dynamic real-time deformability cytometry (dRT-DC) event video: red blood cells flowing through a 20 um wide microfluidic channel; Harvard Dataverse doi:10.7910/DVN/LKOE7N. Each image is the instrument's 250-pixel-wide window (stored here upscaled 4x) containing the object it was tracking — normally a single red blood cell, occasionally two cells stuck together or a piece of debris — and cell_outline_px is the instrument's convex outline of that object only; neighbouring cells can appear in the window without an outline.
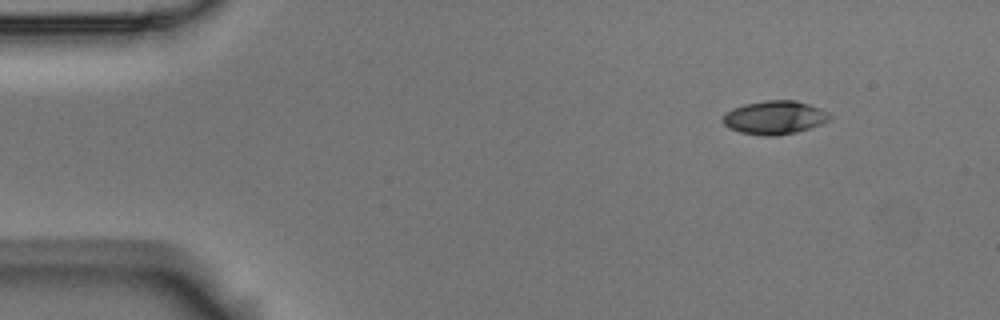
{"species": "Egyptian fruit bat (a non-hibernating species)", "species_latin": "Rousettus aegyptiacus", "temperature_condition": "room temperature", "stored_images_in_passage": 4, "camera_frame_rate_fps": 3000, "um_per_image_px": 0.085, "animal": {"sex": "male"}, "frame": {"image": 1, "passage_image": 1, "time_ms": 0.0, "image_size_px": [1000, 320], "cell_outline_px": [[832, 120], [796, 132], [776, 136], [764, 136], [740, 132], [728, 128], [720, 120], [732, 108], [744, 104], [764, 100], [796, 100], [820, 108], [828, 112], [832, 116]], "centroid_in_image_um": [65.84, 9.99], "position_along_channel_um": 19.2, "area_um2": 20.98}}
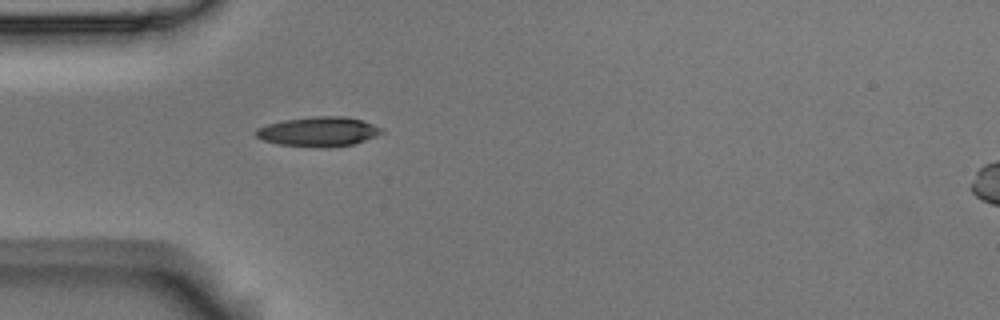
{"frame": {"image": 2, "passage_image": 4, "time_ms": 1.0, "image_size_px": [1000, 320], "cell_outline_px": [[384, 132], [376, 136], [352, 144], [328, 148], [324, 148], [280, 144], [264, 140], [256, 136], [252, 132], [256, 128], [268, 124], [284, 120], [316, 116], [344, 116], [364, 120], [384, 128]], "centroid_in_image_um": [27.1, 11.18], "position_along_channel_um": 57.9, "area_um2": 21.79}}